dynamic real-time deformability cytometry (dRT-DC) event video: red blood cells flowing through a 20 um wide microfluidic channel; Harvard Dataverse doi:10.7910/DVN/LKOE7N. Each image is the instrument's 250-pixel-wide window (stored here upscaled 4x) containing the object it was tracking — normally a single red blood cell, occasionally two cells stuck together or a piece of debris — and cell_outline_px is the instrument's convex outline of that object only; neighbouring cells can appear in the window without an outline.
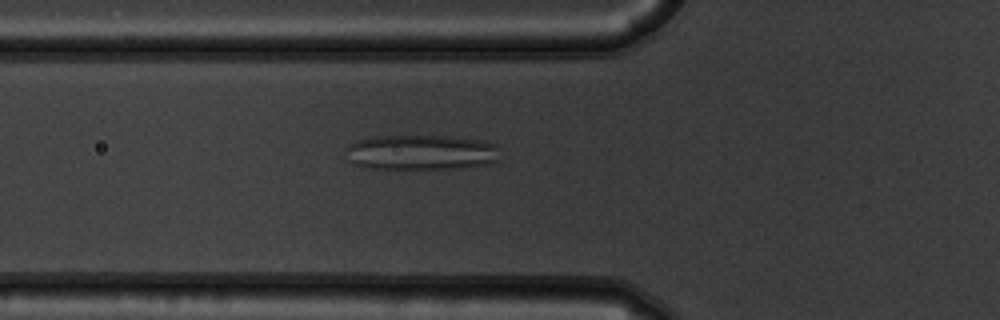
{"species": "common noctule bat (a hibernating species)", "species_latin": "Nyctalus noctula", "temperature_condition": "warm", "stored_images_in_passage": 55, "camera_frame_rate_fps": 3000, "um_per_image_px": 0.085, "animal": {"sex": "male", "body_mass_g": 19.5, "forearm_length_mm": 54.6}, "frame": {"image": 1, "passage_image": 20, "time_ms": 6.333, "image_size_px": [1000, 320], "cell_outline_px": [[496, 160], [488, 164], [464, 168], [364, 168], [352, 164], [344, 148], [348, 144], [360, 140], [376, 136], [448, 136], [484, 140], [496, 144]], "centroid_in_image_um": [35.76, 12.94], "position_along_channel_um": 90.0, "area_um2": 31.5}}
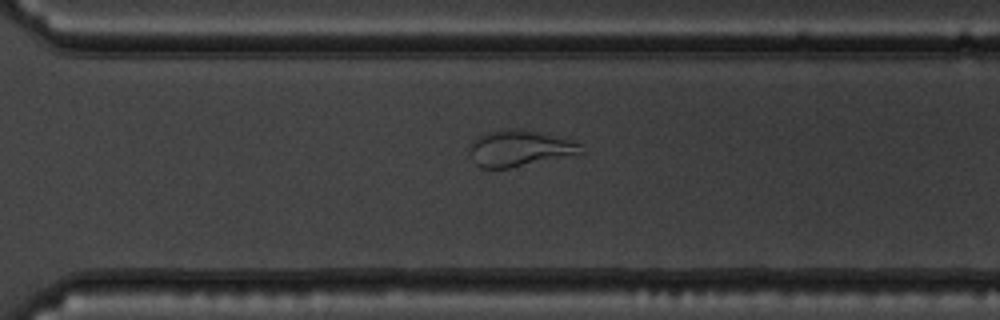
{"frame": {"image": 2, "passage_image": 39, "time_ms": 12.667, "image_size_px": [1000, 320], "cell_outline_px": [[584, 152], [508, 168], [480, 168], [472, 160], [472, 140], [476, 136], [500, 128], [508, 128], [536, 132], [572, 140], [580, 144]], "centroid_in_image_um": [44.11, 12.6], "position_along_channel_um": 326.5, "area_um2": 22.89}}
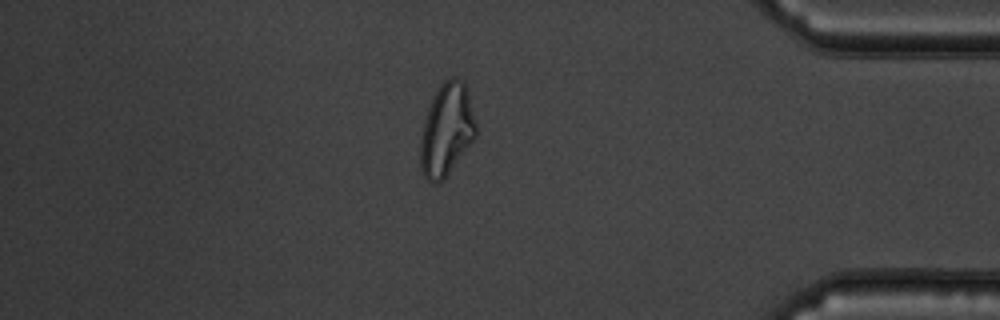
{"frame": {"image": 3, "passage_image": 47, "time_ms": 15.333, "image_size_px": [1000, 320], "cell_outline_px": [[476, 136], [444, 180], [440, 184], [432, 184], [424, 176], [420, 168], [420, 140], [424, 120], [428, 108], [440, 84], [444, 80], [452, 76], [456, 76], [468, 88], [476, 124]], "centroid_in_image_um": [37.96, 11.05], "position_along_channel_um": 397.2, "area_um2": 30.11}}